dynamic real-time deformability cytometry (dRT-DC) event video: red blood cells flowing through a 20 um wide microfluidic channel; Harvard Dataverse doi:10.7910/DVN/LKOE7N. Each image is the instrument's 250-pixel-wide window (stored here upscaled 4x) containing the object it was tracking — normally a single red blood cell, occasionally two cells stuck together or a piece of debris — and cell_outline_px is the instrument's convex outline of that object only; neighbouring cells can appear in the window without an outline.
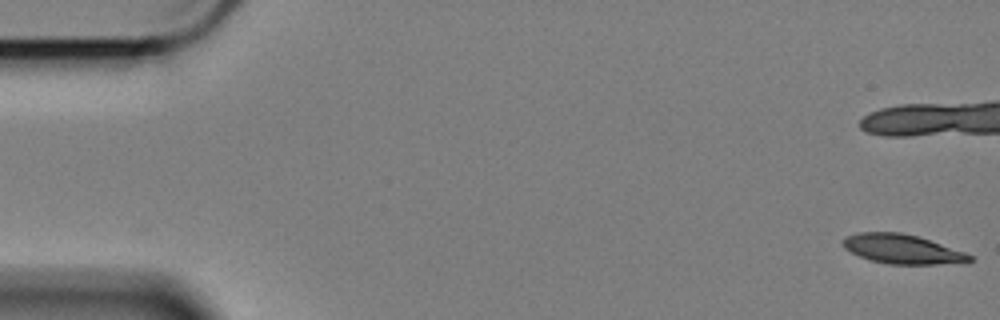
{"species": "Egyptian fruit bat (a non-hibernating species)", "species_latin": "Rousettus aegyptiacus", "temperature_condition": "cold", "stored_images_in_passage": 21, "camera_frame_rate_fps": 3000, "um_per_image_px": 0.085, "animal": {"sex": "female"}, "frame": {"image": 1, "passage_image": 1, "time_ms": 0.0, "image_size_px": [1000, 320], "cell_outline_px": [[976, 260], [936, 264], [888, 264], [872, 260], [860, 256], [844, 248], [840, 240], [844, 236], [856, 232], [900, 232], [916, 236], [964, 252], [972, 256]], "centroid_in_image_um": [76.6, 21.16], "position_along_channel_um": 8.4, "area_um2": 21.39}}